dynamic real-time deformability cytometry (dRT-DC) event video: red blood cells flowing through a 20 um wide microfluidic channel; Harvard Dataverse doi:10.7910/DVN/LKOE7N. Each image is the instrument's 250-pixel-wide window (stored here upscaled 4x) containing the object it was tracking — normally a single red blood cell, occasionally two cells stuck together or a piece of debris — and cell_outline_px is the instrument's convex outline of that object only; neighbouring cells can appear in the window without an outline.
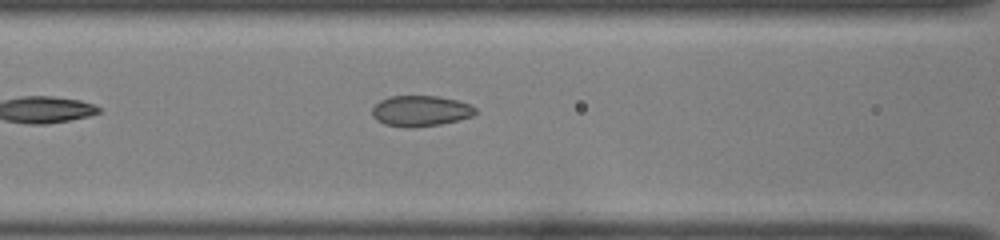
{"species": "common noctule bat (a hibernating species)", "species_latin": "Nyctalus noctula", "temperature_condition": "room temperature", "stored_images_in_passage": 15, "camera_frame_rate_fps": 3000, "um_per_image_px": 0.085, "animal": {"sex": "female", "body_mass_g": 22.0, "forearm_length_mm": 56.7}, "frame": {"image": 1, "passage_image": 5, "time_ms": 1.333, "image_size_px": [1000, 240], "cell_outline_px": [[476, 112], [472, 116], [460, 120], [440, 124], [416, 128], [404, 128], [384, 124], [376, 120], [372, 116], [372, 108], [380, 100], [388, 96], [436, 96], [456, 100], [468, 104], [476, 108]], "centroid_in_image_um": [35.71, 9.44], "position_along_channel_um": 130.9, "area_um2": 18.67}}
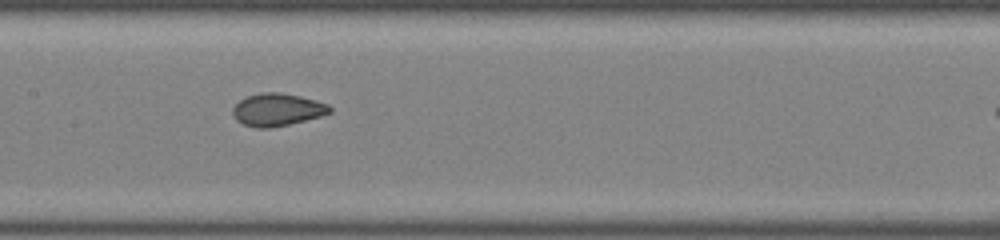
{"frame": {"image": 2, "passage_image": 9, "time_ms": 2.667, "image_size_px": [1000, 240], "cell_outline_px": [[332, 112], [320, 116], [288, 124], [268, 128], [256, 128], [244, 124], [236, 120], [232, 112], [232, 108], [240, 100], [248, 96], [260, 92], [280, 92], [300, 96], [316, 100], [328, 104], [332, 108]], "centroid_in_image_um": [23.56, 9.31], "position_along_channel_um": 183.8, "area_um2": 18.32}}